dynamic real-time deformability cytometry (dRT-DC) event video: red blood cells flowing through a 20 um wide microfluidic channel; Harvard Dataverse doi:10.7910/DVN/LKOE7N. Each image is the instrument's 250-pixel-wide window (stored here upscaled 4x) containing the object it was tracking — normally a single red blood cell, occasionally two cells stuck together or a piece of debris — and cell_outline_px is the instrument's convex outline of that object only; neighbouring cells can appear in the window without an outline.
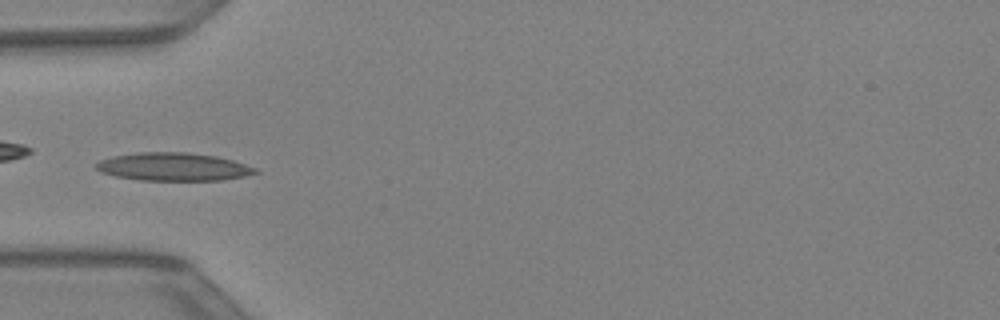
{"species": "Egyptian fruit bat (a non-hibernating species)", "species_latin": "Rousettus aegyptiacus", "temperature_condition": "warm", "stored_images_in_passage": 42, "camera_frame_rate_fps": 3000, "um_per_image_px": 0.085, "animal": {"sex": "female"}, "frame": {"image": 1, "passage_image": 13, "time_ms": 4.0, "image_size_px": [1000, 320], "cell_outline_px": [[260, 172], [244, 176], [224, 180], [140, 180], [116, 176], [100, 172], [96, 168], [96, 164], [100, 160], [112, 156], [136, 152], [188, 152], [216, 156], [232, 160], [256, 168]], "centroid_in_image_um": [14.73, 14.17], "position_along_channel_um": 70.3, "area_um2": 26.01}}
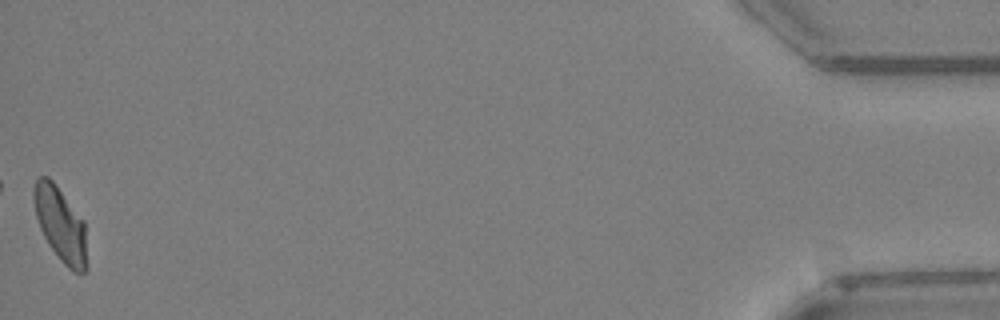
{"frame": {"image": 2, "passage_image": 42, "time_ms": 13.667, "image_size_px": [1000, 320], "cell_outline_px": [[88, 268], [84, 272], [72, 272], [60, 260], [48, 244], [40, 228], [36, 216], [32, 192], [32, 188], [36, 176], [48, 176], [52, 180], [84, 220]], "centroid_in_image_um": [5.14, 19.07], "position_along_channel_um": 430.1, "area_um2": 23.29}}